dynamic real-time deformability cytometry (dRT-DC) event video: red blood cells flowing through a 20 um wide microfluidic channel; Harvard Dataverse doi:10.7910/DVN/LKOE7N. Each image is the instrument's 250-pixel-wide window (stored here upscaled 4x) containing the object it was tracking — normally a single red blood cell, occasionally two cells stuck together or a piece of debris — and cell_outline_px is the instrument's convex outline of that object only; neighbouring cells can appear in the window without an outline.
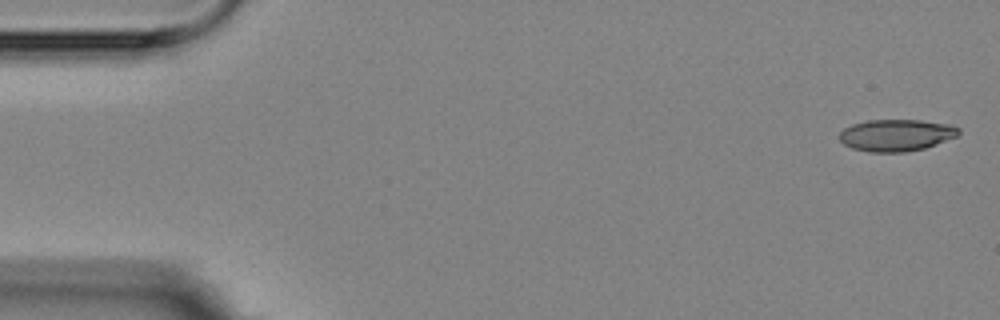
{"species": "Egyptian fruit bat (a non-hibernating species)", "species_latin": "Rousettus aegyptiacus", "temperature_condition": "room temperature", "stored_images_in_passage": 5, "camera_frame_rate_fps": 3000, "um_per_image_px": 0.085, "animal": {"sex": "female"}, "frame": {"image": 1, "passage_image": 1, "time_ms": 0.0, "image_size_px": [1000, 320], "cell_outline_px": [[960, 132], [956, 136], [936, 144], [924, 148], [904, 152], [868, 152], [852, 148], [844, 144], [840, 140], [840, 132], [844, 128], [852, 124], [868, 120], [920, 120], [952, 124], [960, 128]], "centroid_in_image_um": [76.19, 11.48], "position_along_channel_um": 8.8, "area_um2": 22.14}}
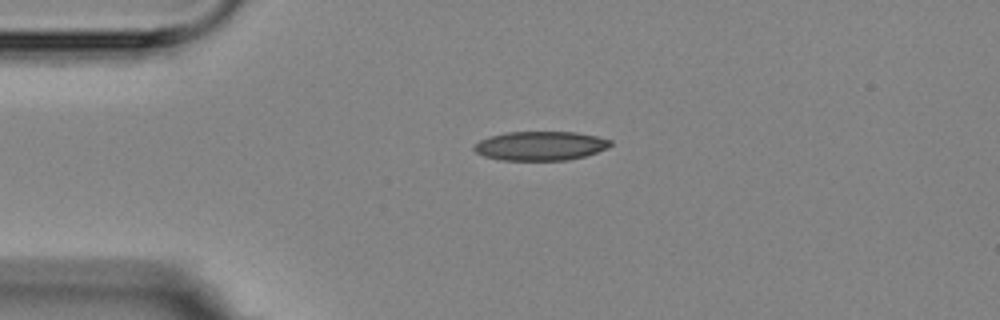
{"frame": {"image": 2, "passage_image": 4, "time_ms": 3.667, "image_size_px": [1000, 320], "cell_outline_px": [[612, 144], [608, 148], [584, 156], [568, 160], [504, 160], [484, 156], [476, 152], [472, 148], [480, 140], [492, 136], [508, 132], [576, 132], [596, 136], [612, 140]], "centroid_in_image_um": [45.96, 12.4], "position_along_channel_um": 39.0, "area_um2": 22.95}}